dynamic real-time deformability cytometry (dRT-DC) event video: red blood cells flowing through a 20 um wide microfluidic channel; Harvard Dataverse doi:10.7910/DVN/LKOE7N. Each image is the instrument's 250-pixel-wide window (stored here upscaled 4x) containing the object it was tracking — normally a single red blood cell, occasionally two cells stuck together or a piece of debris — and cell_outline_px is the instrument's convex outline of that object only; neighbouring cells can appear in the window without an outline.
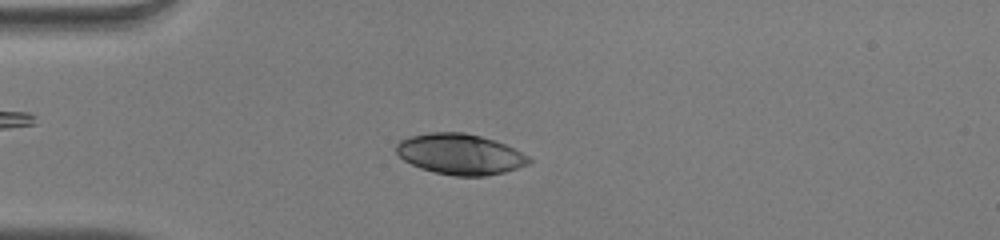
{"species": "human", "species_latin": "Homo sapiens", "temperature_condition": "warm", "stored_images_in_passage": 46, "camera_frame_rate_fps": 3000, "um_per_image_px": 0.085, "donor": {"sex": "male"}, "frame": {"image": 1, "passage_image": 9, "time_ms": 2.667, "image_size_px": [1000, 240], "cell_outline_px": [[532, 160], [528, 164], [504, 172], [484, 176], [456, 176], [436, 172], [420, 168], [404, 160], [396, 152], [396, 144], [400, 140], [408, 136], [428, 132], [464, 132], [480, 136], [504, 144], [528, 156]], "centroid_in_image_um": [39.06, 13.09], "position_along_channel_um": 45.9, "area_um2": 31.21}}
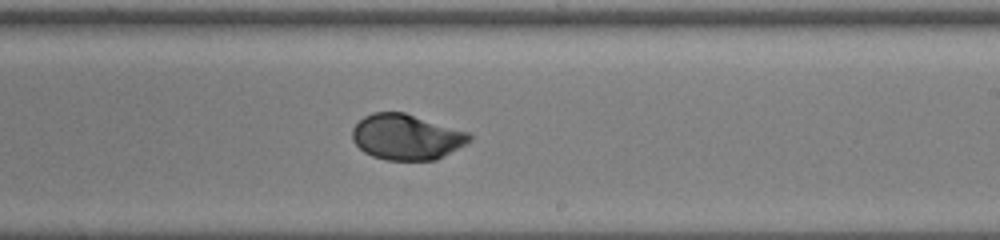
{"frame": {"image": 2, "passage_image": 26, "time_ms": 8.333, "image_size_px": [1000, 240], "cell_outline_px": [[472, 140], [436, 160], [384, 160], [372, 156], [364, 152], [352, 140], [352, 128], [364, 116], [372, 112], [404, 112], [472, 132]], "centroid_in_image_um": [34.57, 11.63], "position_along_channel_um": 254.4, "area_um2": 31.39}}
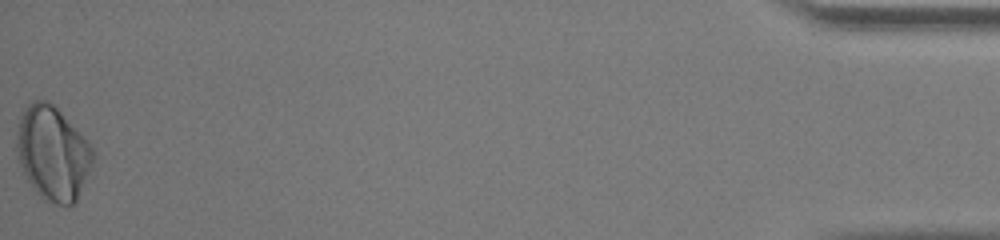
{"frame": {"image": 3, "passage_image": 46, "time_ms": 15.0, "image_size_px": [1000, 240], "cell_outline_px": [[92, 160], [88, 172], [76, 200], [72, 204], [56, 204], [44, 200], [36, 192], [28, 180], [20, 164], [16, 148], [16, 132], [20, 116], [24, 108], [32, 100], [48, 100], [56, 104], [88, 140], [92, 148]], "centroid_in_image_um": [4.45, 12.94], "position_along_channel_um": 430.7, "area_um2": 41.73}, "authors_computed_cell_mechanics": {"area_um2": 31.7033, "velocity_mm_per_s": 4.0825, "shape_relaxation_time_tau1_ms": 3.9973, "shape_relaxation_time_tau2_ms": 0.9187, "deformation_change_tau1": 0.1927, "deformation_change_tau2": 0.0278}}